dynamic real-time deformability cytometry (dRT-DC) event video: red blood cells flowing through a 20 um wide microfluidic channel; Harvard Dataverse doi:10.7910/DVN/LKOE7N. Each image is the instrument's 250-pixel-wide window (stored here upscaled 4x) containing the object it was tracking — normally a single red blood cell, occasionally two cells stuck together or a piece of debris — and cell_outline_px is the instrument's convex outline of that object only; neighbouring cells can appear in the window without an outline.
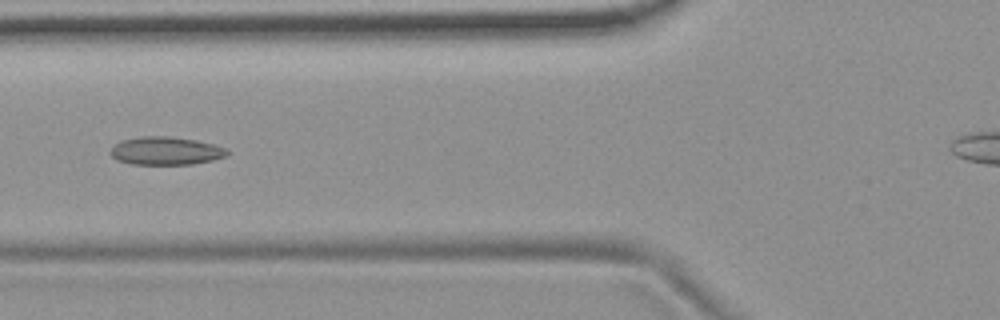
{"species": "common noctule bat (a hibernating species)", "species_latin": "Nyctalus noctula", "temperature_condition": "room temperature", "stored_images_in_passage": 8, "camera_frame_rate_fps": 3000, "um_per_image_px": 0.085, "animal": {"sex": "female", "body_mass_g": 19.9}, "frame": {"image": 1, "passage_image": 6, "time_ms": 1.667, "image_size_px": [1000, 320], "cell_outline_px": [[232, 152], [228, 156], [212, 160], [192, 164], [132, 164], [116, 160], [108, 152], [120, 140], [140, 136], [168, 136], [196, 140], [228, 148]], "centroid_in_image_um": [14.12, 12.82], "position_along_channel_um": 111.7, "area_um2": 19.31}}
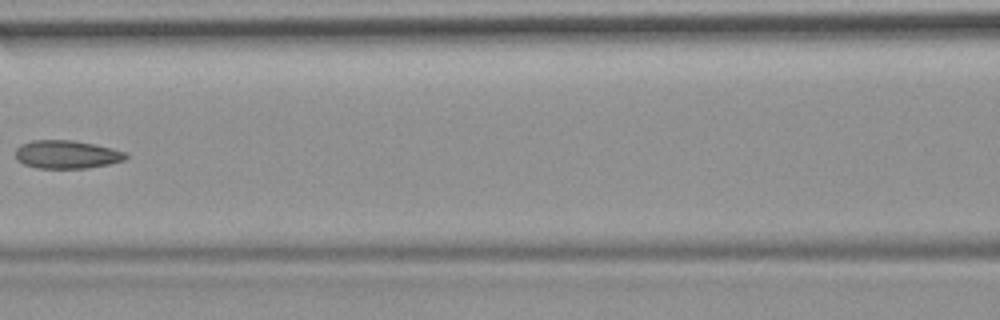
{"frame": {"image": 2, "passage_image": 7, "time_ms": 2.0, "image_size_px": [1000, 320], "cell_outline_px": [[128, 156], [124, 160], [108, 164], [88, 168], [36, 168], [24, 164], [16, 160], [16, 148], [20, 144], [32, 140], [72, 140], [96, 144], [128, 152]], "centroid_in_image_um": [5.67, 13.12], "position_along_channel_um": 160.9, "area_um2": 18.32}}
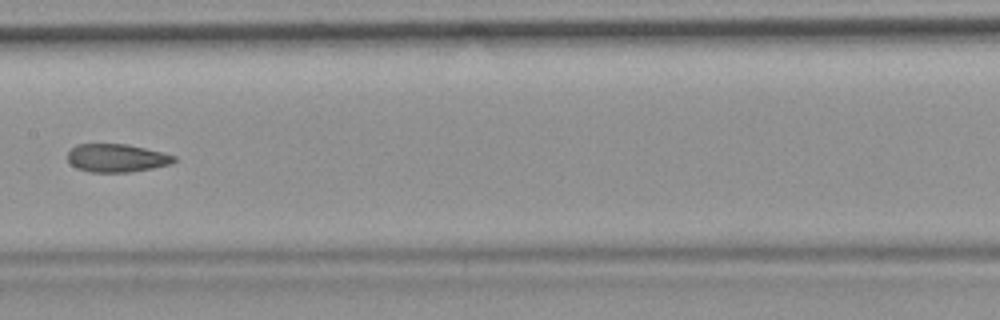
{"frame": {"image": 3, "passage_image": 8, "time_ms": 2.333, "image_size_px": [1000, 320], "cell_outline_px": [[176, 160], [172, 164], [152, 168], [128, 172], [88, 172], [76, 168], [68, 160], [68, 152], [76, 144], [124, 144], [164, 152], [176, 156]], "centroid_in_image_um": [9.93, 13.43], "position_along_channel_um": 197.5, "area_um2": 17.46}}